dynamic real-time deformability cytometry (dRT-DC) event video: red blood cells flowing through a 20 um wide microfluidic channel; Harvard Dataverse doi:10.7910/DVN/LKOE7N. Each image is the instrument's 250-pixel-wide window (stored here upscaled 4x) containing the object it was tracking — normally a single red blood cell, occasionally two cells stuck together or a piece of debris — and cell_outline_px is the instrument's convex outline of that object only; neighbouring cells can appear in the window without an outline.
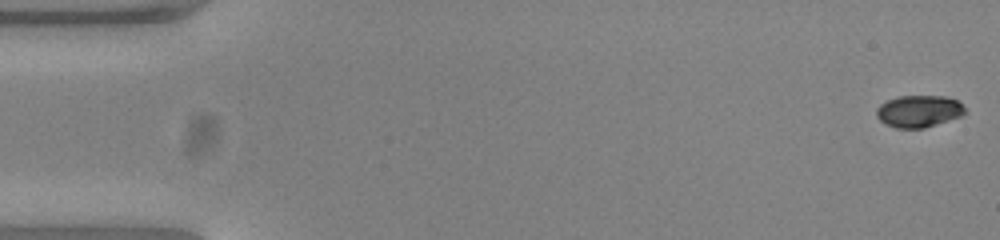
{"species": "common noctule bat (a hibernating species)", "species_latin": "Nyctalus noctula", "temperature_condition": "warm", "stored_images_in_passage": 53, "camera_frame_rate_fps": 3000, "um_per_image_px": 0.085, "animal": {"sex": "female", "body_mass_g": 23.0, "forearm_length_mm": 53.4}, "frame": {"image": 1, "passage_image": 1, "time_ms": 0.0, "image_size_px": [1000, 240], "cell_outline_px": [[964, 112], [960, 116], [924, 128], [896, 128], [880, 120], [876, 116], [876, 108], [880, 104], [888, 100], [900, 96], [944, 96], [956, 100], [964, 108]], "centroid_in_image_um": [78.06, 9.45], "position_along_channel_um": 6.9, "area_um2": 16.18}}
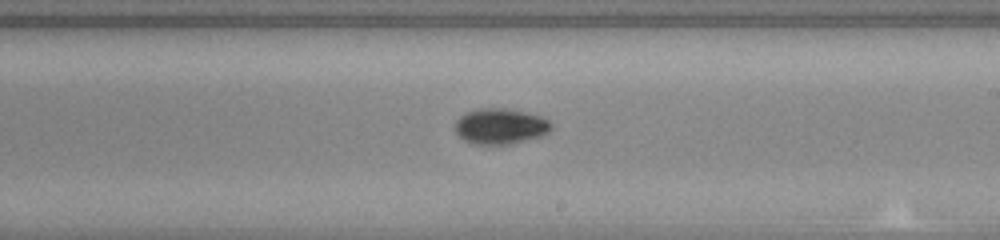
{"frame": {"image": 2, "passage_image": 31, "time_ms": 10.0, "image_size_px": [1000, 240], "cell_outline_px": [[552, 128], [544, 136], [512, 144], [472, 144], [464, 140], [456, 132], [456, 120], [460, 116], [476, 108], [504, 108], [524, 112], [540, 116], [548, 120], [552, 124]], "centroid_in_image_um": [42.55, 10.74], "position_along_channel_um": 246.4, "area_um2": 20.06}}
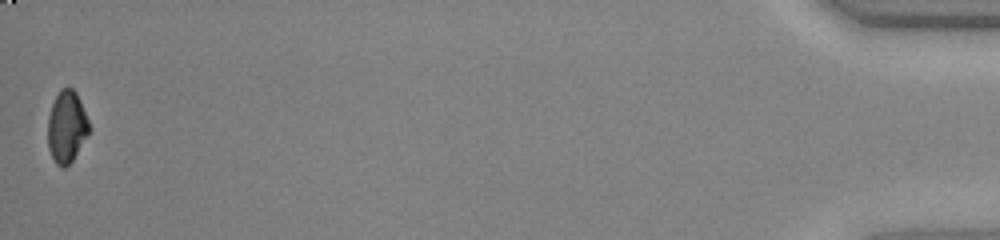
{"frame": {"image": 3, "passage_image": 53, "time_ms": 17.333, "image_size_px": [1000, 240], "cell_outline_px": [[92, 128], [72, 160], [64, 168], [56, 164], [48, 148], [48, 116], [52, 104], [60, 88], [68, 84], [76, 92], [80, 100]], "centroid_in_image_um": [5.68, 10.73], "position_along_channel_um": 429.5, "area_um2": 17.46}, "authors_computed_cell_mechanics": {"area_um2": 18.207, "velocity_mm_per_s": 3.8617, "shape_relaxation_time_tau1_ms": 2.5644, "shape_relaxation_time_tau2_ms": null, "deformation_change_tau1": 0.1507, "deformation_change_tau2": null}}